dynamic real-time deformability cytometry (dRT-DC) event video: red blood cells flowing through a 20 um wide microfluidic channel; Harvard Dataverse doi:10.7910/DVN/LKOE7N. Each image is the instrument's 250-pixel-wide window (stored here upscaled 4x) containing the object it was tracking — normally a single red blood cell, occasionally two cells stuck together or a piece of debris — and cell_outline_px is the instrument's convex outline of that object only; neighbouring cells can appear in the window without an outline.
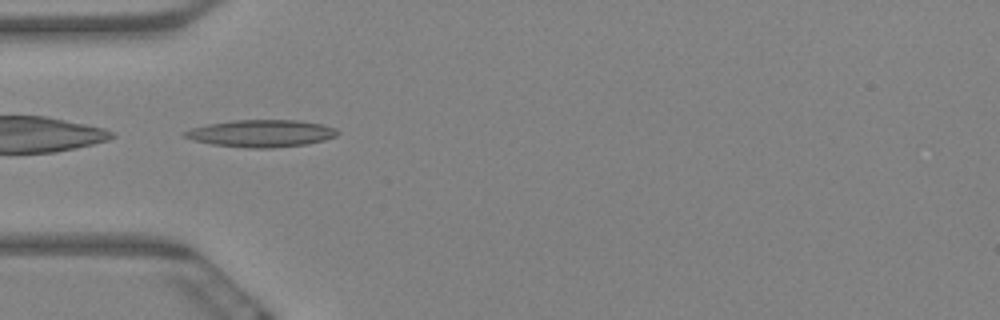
{"species": "Egyptian fruit bat (a non-hibernating species)", "species_latin": "Rousettus aegyptiacus", "temperature_condition": "warm", "stored_images_in_passage": 5, "camera_frame_rate_fps": 3000, "um_per_image_px": 0.085, "animal": {"sex": "female"}, "frame": {"image": 1, "passage_image": 3, "time_ms": 0.667, "image_size_px": [1000, 320], "cell_outline_px": [[340, 132], [336, 136], [324, 140], [308, 144], [272, 148], [248, 148], [212, 144], [196, 140], [184, 136], [180, 132], [192, 128], [208, 124], [232, 120], [300, 120], [324, 124], [336, 128]], "centroid_in_image_um": [22.25, 11.33], "position_along_channel_um": 62.7, "area_um2": 24.33}}
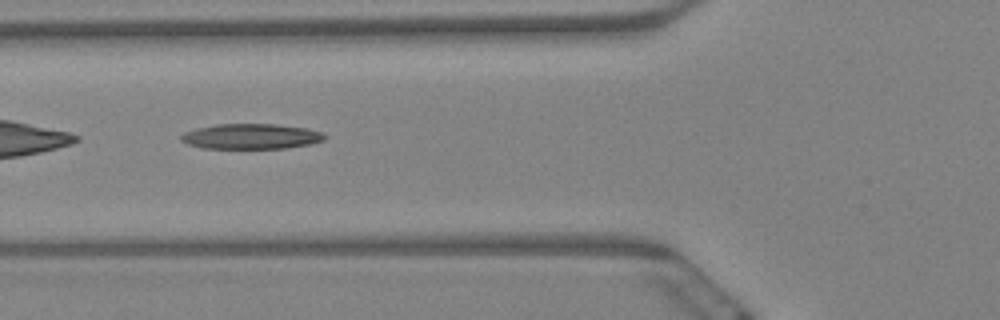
{"frame": {"image": 2, "passage_image": 4, "time_ms": 1.0, "image_size_px": [1000, 320], "cell_outline_px": [[328, 136], [324, 140], [308, 144], [284, 148], [204, 148], [188, 144], [180, 140], [180, 136], [184, 132], [196, 128], [216, 124], [276, 124], [304, 128], [324, 132]], "centroid_in_image_um": [21.34, 11.59], "position_along_channel_um": 104.5, "area_um2": 21.1}}
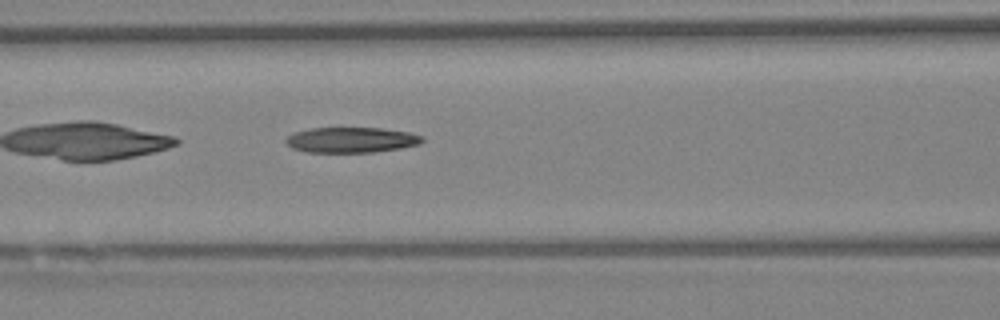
{"frame": {"image": 3, "passage_image": 5, "time_ms": 1.333, "image_size_px": [1000, 320], "cell_outline_px": [[424, 140], [420, 144], [400, 148], [372, 152], [308, 152], [292, 148], [284, 140], [292, 132], [312, 128], [380, 128], [408, 132], [424, 136]], "centroid_in_image_um": [29.86, 11.89], "position_along_channel_um": 136.7, "area_um2": 20.17}}